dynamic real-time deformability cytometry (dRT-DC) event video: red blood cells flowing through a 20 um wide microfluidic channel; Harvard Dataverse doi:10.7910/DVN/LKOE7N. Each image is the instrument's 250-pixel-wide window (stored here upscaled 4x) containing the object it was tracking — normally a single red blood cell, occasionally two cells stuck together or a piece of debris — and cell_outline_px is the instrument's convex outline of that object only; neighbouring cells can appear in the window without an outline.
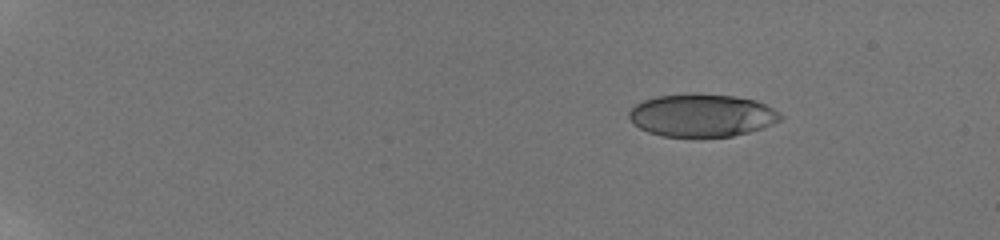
{"species": "human", "species_latin": "Homo sapiens", "temperature_condition": "room temperature", "stored_images_in_passage": 30, "camera_frame_rate_fps": 3000, "um_per_image_px": 0.085, "donor": {"sex": "male"}, "frame": {"image": 1, "passage_image": 1, "time_ms": 0.0, "image_size_px": [1000, 240], "cell_outline_px": [[784, 116], [780, 120], [764, 128], [732, 136], [664, 136], [648, 132], [632, 124], [628, 116], [628, 112], [636, 104], [644, 100], [656, 96], [732, 96], [756, 100], [780, 112]], "centroid_in_image_um": [59.67, 9.84], "position_along_channel_um": 25.3, "area_um2": 36.82}}
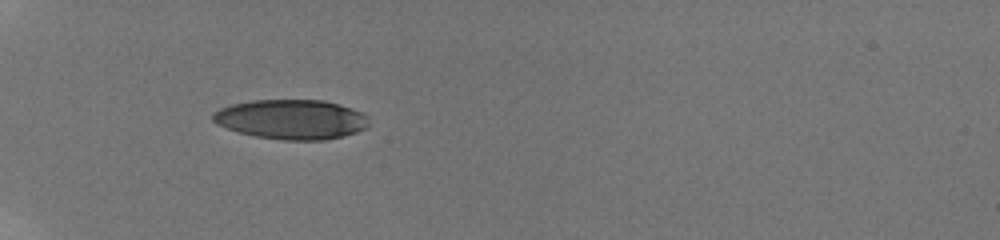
{"frame": {"image": 2, "passage_image": 21, "time_ms": 4.0, "image_size_px": [1000, 240], "cell_outline_px": [[368, 128], [344, 136], [324, 140], [284, 140], [256, 136], [240, 132], [216, 124], [212, 120], [212, 112], [220, 108], [232, 104], [252, 100], [324, 100], [340, 104], [352, 108], [368, 116]], "centroid_in_image_um": [24.78, 10.14], "position_along_channel_um": 60.2, "area_um2": 36.18}}
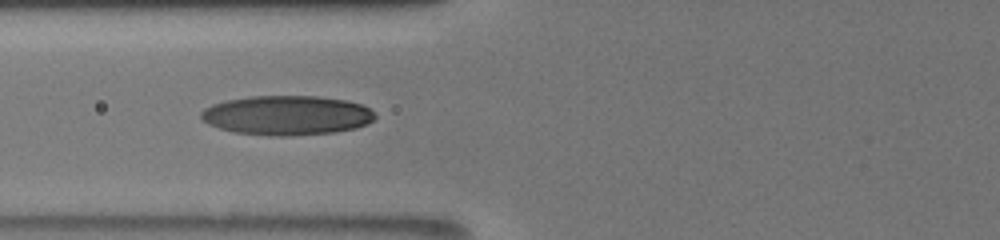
{"frame": {"image": 3, "passage_image": 29, "time_ms": 5.667, "image_size_px": [1000, 240], "cell_outline_px": [[376, 116], [368, 124], [356, 128], [332, 132], [288, 136], [268, 136], [232, 132], [208, 124], [200, 116], [200, 112], [204, 108], [212, 104], [228, 100], [248, 96], [316, 96], [344, 100], [360, 104], [368, 108]], "centroid_in_image_um": [24.34, 9.8], "position_along_channel_um": 101.5, "area_um2": 40.0}}